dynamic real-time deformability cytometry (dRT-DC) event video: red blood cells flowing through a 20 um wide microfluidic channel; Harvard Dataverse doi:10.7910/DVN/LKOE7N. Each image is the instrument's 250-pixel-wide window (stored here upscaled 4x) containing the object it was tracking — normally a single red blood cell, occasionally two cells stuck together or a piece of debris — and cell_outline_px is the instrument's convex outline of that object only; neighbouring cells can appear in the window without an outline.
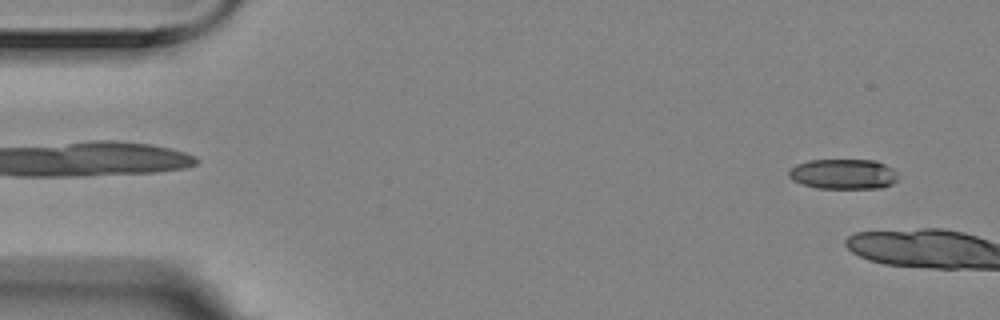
{"species": "Egyptian fruit bat (a non-hibernating species)", "species_latin": "Rousettus aegyptiacus", "temperature_condition": "room temperature", "stored_images_in_passage": 5, "camera_frame_rate_fps": 3000, "um_per_image_px": 0.085, "animal": {"sex": "female"}, "frame": {"image": 1, "passage_image": 3, "time_ms": 0.667, "image_size_px": [1000, 320], "cell_outline_px": [[896, 180], [892, 184], [880, 188], [816, 188], [792, 180], [788, 176], [788, 168], [796, 164], [808, 160], [876, 160], [892, 168], [896, 172]], "centroid_in_image_um": [71.64, 14.79], "position_along_channel_um": 13.4, "area_um2": 19.25}}